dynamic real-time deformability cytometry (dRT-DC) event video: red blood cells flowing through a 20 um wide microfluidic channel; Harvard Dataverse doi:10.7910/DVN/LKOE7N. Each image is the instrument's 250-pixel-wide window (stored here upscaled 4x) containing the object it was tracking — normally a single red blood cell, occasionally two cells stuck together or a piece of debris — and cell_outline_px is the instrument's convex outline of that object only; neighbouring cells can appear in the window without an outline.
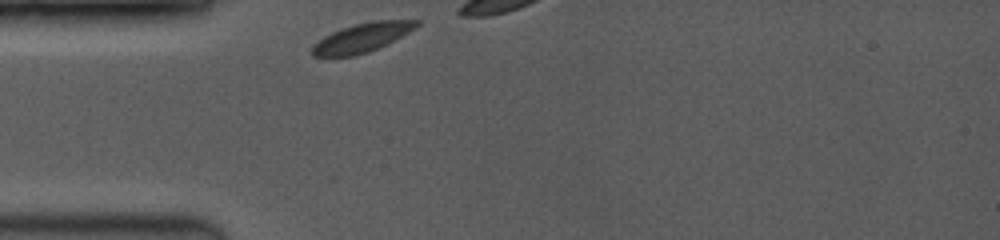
{"species": "common noctule bat (a hibernating species)", "species_latin": "Nyctalus noctula", "temperature_condition": "room temperature", "stored_images_in_passage": 7, "camera_frame_rate_fps": 3500, "um_per_image_px": 0.085, "animal": {"sex": "female", "body_mass_g": 19.0, "forearm_length_mm": 53.3}, "frame": {"image": 1, "passage_image": 1, "time_ms": 0.0, "image_size_px": [1000, 240], "cell_outline_px": [[420, 24], [416, 28], [368, 52], [356, 56], [312, 56], [312, 48], [324, 36], [332, 32], [356, 24], [376, 20], [420, 20]], "centroid_in_image_um": [30.79, 3.19], "position_along_channel_um": 54.2, "area_um2": 17.11}}